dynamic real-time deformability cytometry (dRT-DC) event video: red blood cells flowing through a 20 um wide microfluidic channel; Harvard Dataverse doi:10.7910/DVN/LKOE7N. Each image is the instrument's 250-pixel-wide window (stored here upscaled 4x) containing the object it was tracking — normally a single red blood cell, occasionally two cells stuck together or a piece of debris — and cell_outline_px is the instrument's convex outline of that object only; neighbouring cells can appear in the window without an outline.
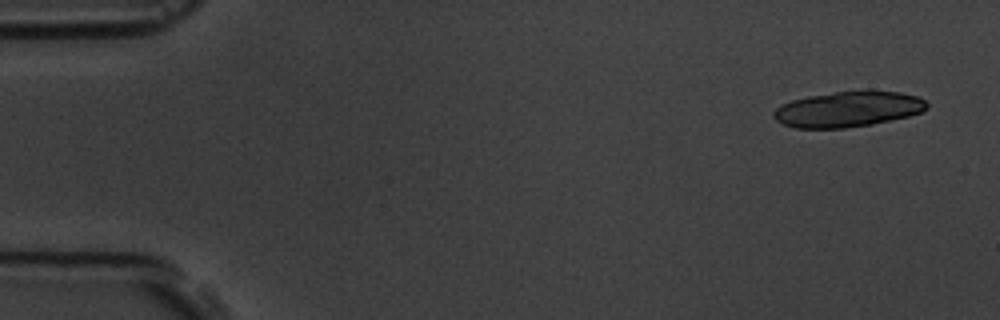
{"species": "common noctule bat (a hibernating species)", "species_latin": "Nyctalus noctula", "temperature_condition": "room temperature", "stored_images_in_passage": 5, "camera_frame_rate_fps": 3000, "um_per_image_px": 0.085, "animal": {"sex": "male", "body_mass_g": 19.5, "forearm_length_mm": 54.6}, "frame": {"image": 1, "passage_image": 1, "time_ms": 0.0, "image_size_px": [1000, 320], "cell_outline_px": [[928, 108], [920, 112], [908, 116], [872, 124], [844, 128], [796, 128], [784, 124], [776, 120], [772, 116], [772, 112], [780, 104], [792, 100], [808, 96], [836, 92], [900, 92], [916, 96], [924, 100], [928, 104]], "centroid_in_image_um": [72.03, 9.3], "position_along_channel_um": 13.0, "area_um2": 31.27}}